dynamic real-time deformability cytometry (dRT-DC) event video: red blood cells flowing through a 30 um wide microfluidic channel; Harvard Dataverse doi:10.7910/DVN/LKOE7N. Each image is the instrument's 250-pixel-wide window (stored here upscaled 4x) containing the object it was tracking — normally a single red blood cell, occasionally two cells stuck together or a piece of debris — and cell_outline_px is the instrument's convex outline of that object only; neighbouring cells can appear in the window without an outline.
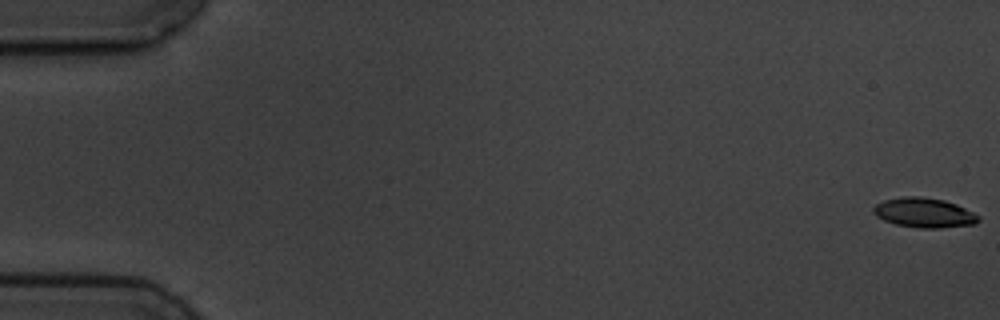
{"species": "common noctule bat (a hibernating species)", "species_latin": "Nyctalus noctula", "temperature_condition": "cold", "stored_images_in_passage": 6, "camera_frame_rate_fps": 3000, "um_per_image_px": 0.085, "animal": {"sex": "male", "body_mass_g": 19.5, "forearm_length_mm": 54.6}, "frame": {"image": 1, "passage_image": 1, "time_ms": 0.0, "image_size_px": [1000, 320], "cell_outline_px": [[980, 220], [976, 224], [940, 228], [920, 228], [896, 224], [884, 220], [876, 216], [872, 212], [872, 208], [876, 204], [884, 200], [900, 196], [920, 196], [944, 200], [956, 204], [980, 216]], "centroid_in_image_um": [78.54, 18.08], "position_along_channel_um": 6.5, "area_um2": 18.26}}
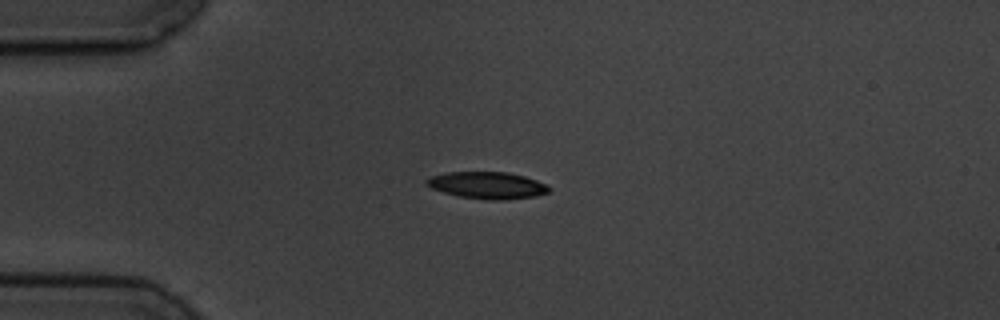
{"frame": {"image": 2, "passage_image": 5, "time_ms": 4.667, "image_size_px": [1000, 320], "cell_outline_px": [[552, 188], [548, 192], [536, 196], [504, 200], [488, 200], [460, 196], [444, 192], [432, 188], [424, 184], [424, 180], [432, 176], [444, 172], [508, 172], [524, 176], [548, 184]], "centroid_in_image_um": [41.44, 15.74], "position_along_channel_um": 43.6, "area_um2": 19.31}}